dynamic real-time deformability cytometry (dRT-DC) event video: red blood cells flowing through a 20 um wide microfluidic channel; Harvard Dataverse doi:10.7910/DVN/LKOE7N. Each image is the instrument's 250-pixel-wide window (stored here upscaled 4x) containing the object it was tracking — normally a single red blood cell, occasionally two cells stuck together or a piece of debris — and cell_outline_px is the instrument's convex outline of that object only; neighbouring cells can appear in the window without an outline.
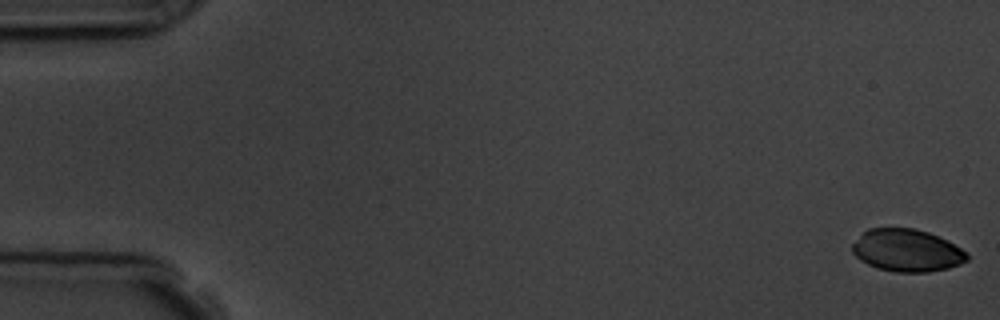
{"species": "common noctule bat (a hibernating species)", "species_latin": "Nyctalus noctula", "temperature_condition": "room temperature", "stored_images_in_passage": 5, "camera_frame_rate_fps": 3000, "um_per_image_px": 0.085, "animal": {"sex": "male", "body_mass_g": 19.5, "forearm_length_mm": 54.6}, "frame": {"image": 1, "passage_image": 1, "time_ms": 0.0, "image_size_px": [1000, 320], "cell_outline_px": [[968, 260], [960, 264], [948, 268], [928, 272], [896, 272], [876, 268], [860, 260], [852, 252], [852, 244], [868, 228], [916, 228], [928, 232], [948, 240], [968, 252]], "centroid_in_image_um": [77.11, 21.28], "position_along_channel_um": 7.9, "area_um2": 28.5}}
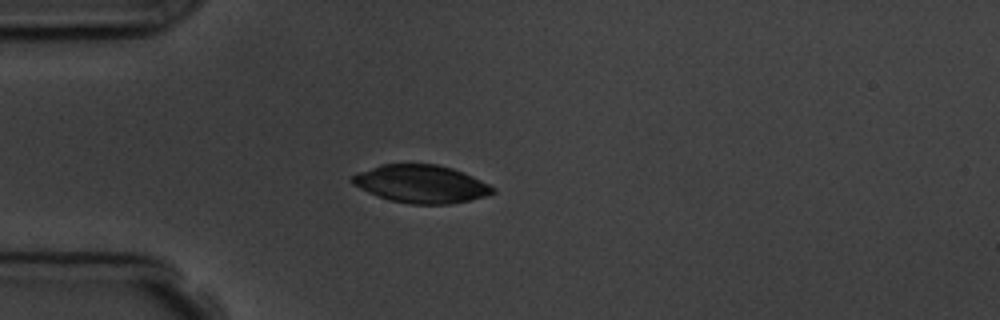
{"frame": {"image": 2, "passage_image": 5, "time_ms": 4.667, "image_size_px": [1000, 320], "cell_outline_px": [[496, 192], [484, 196], [468, 200], [448, 204], [408, 204], [392, 200], [368, 192], [352, 184], [348, 180], [356, 172], [380, 164], [436, 164], [452, 168], [464, 172], [496, 188]], "centroid_in_image_um": [35.76, 15.62], "position_along_channel_um": 49.2, "area_um2": 30.98}}